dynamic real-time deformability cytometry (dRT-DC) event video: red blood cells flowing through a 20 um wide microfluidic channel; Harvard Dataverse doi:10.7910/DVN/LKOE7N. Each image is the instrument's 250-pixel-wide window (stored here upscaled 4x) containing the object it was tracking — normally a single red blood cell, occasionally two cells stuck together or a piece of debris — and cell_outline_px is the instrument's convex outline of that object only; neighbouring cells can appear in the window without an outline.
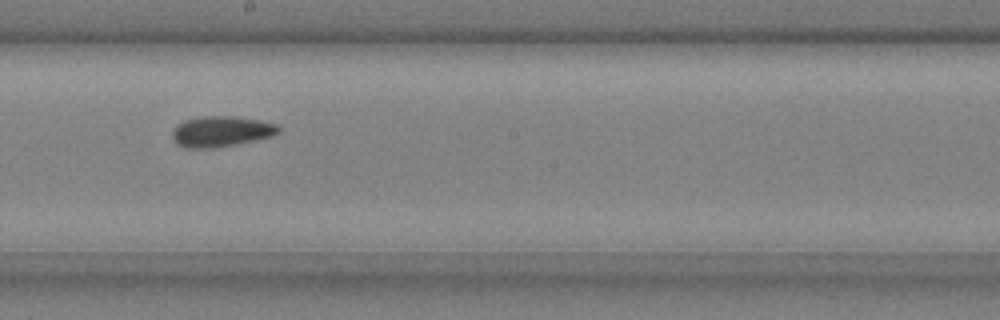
{"species": "common noctule bat (a hibernating species)", "species_latin": "Nyctalus noctula", "temperature_condition": "cold", "stored_images_in_passage": 9, "camera_frame_rate_fps": 3000, "um_per_image_px": 0.085, "animal": {"sex": "male", "body_mass_g": 20.4}, "frame": {"image": 1, "passage_image": 8, "time_ms": 2.333, "image_size_px": [1000, 320], "cell_outline_px": [[280, 132], [272, 136], [256, 140], [216, 148], [184, 148], [176, 144], [172, 140], [172, 132], [176, 124], [184, 120], [204, 116], [228, 116], [260, 120], [280, 124]], "centroid_in_image_um": [18.79, 11.18], "position_along_channel_um": 229.4, "area_um2": 19.25}}
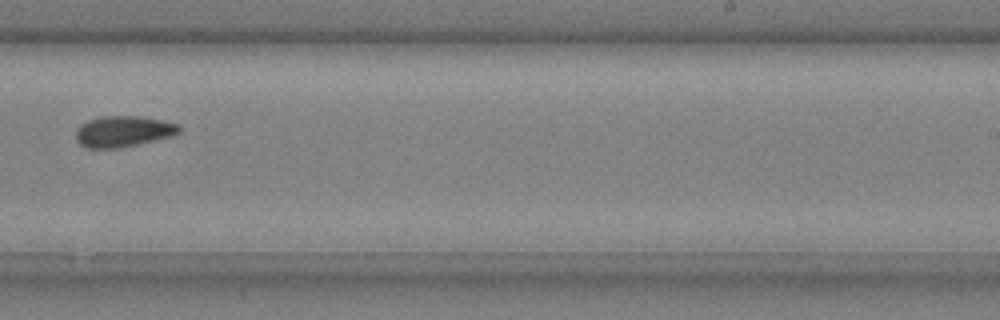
{"frame": {"image": 2, "passage_image": 9, "time_ms": 2.667, "image_size_px": [1000, 320], "cell_outline_px": [[180, 132], [172, 136], [120, 148], [88, 148], [80, 144], [76, 140], [76, 128], [80, 124], [88, 120], [104, 116], [136, 116], [164, 120], [176, 124], [180, 128]], "centroid_in_image_um": [10.45, 11.17], "position_along_channel_um": 278.6, "area_um2": 18.61}}